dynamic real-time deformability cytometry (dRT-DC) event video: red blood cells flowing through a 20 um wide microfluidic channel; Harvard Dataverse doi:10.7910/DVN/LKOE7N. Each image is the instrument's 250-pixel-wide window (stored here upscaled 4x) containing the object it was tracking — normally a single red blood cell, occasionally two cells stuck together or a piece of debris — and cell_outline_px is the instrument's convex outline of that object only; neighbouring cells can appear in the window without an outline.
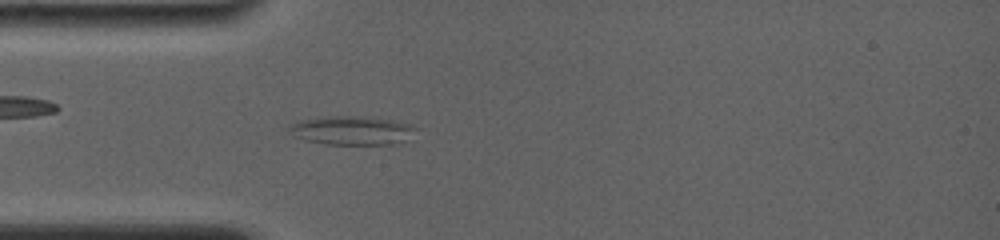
{"species": "common noctule bat (a hibernating species)", "species_latin": "Nyctalus noctula", "temperature_condition": "room temperature", "stored_images_in_passage": 82, "camera_frame_rate_fps": 4000, "um_per_image_px": 0.085, "animal": {"sex": "female", "body_mass_g": 19.0, "forearm_length_mm": 56.7}, "frame": {"image": 1, "passage_image": 25, "time_ms": 4.25, "image_size_px": [1000, 240], "cell_outline_px": [[420, 128], [412, 140], [392, 144], [324, 144], [304, 140], [292, 136], [288, 132], [288, 124], [296, 120], [324, 116], [368, 116], [392, 120], [412, 124]], "centroid_in_image_um": [29.94, 11.08], "position_along_channel_um": 55.1, "area_um2": 22.2}}
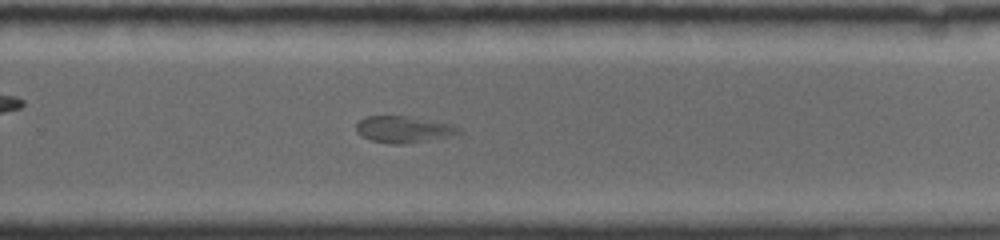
{"frame": {"image": 2, "passage_image": 61, "time_ms": 10.75, "image_size_px": [1000, 240], "cell_outline_px": [[464, 132], [428, 140], [404, 144], [392, 144], [372, 140], [356, 132], [356, 124], [360, 120], [368, 116], [408, 116], [452, 124], [460, 128]], "centroid_in_image_um": [34.31, 10.99], "position_along_channel_um": 295.5, "area_um2": 15.66}}
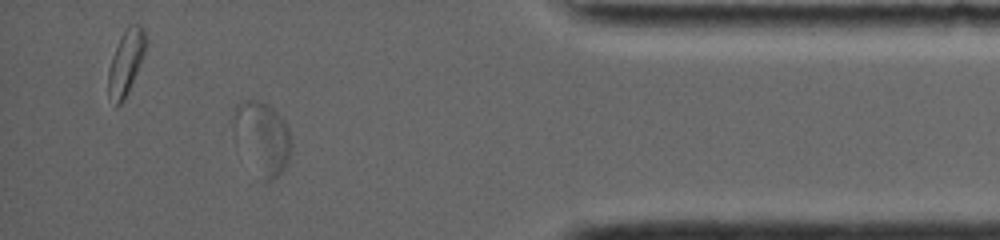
{"frame": {"image": 3, "passage_image": 78, "time_ms": 14.5, "image_size_px": [1000, 240], "cell_outline_px": [[292, 144], [288, 160], [284, 168], [272, 180], [260, 180], [232, 136], [232, 124], [236, 104], [244, 100], [260, 100], [272, 108], [284, 120], [288, 128]], "centroid_in_image_um": [22.25, 11.71], "position_along_channel_um": 412.9, "area_um2": 24.62}}